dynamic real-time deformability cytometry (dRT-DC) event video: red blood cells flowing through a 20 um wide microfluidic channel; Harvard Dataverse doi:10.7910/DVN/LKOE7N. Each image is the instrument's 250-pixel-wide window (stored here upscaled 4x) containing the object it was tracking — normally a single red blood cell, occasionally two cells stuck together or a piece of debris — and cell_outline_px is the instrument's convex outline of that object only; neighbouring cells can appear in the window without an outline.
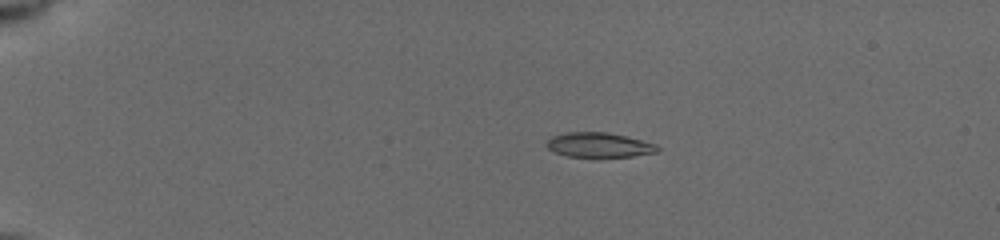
{"species": "common noctule bat (a hibernating species)", "species_latin": "Nyctalus noctula", "temperature_condition": "cold", "stored_images_in_passage": 54, "camera_frame_rate_fps": 3000, "um_per_image_px": 0.085, "animal": {"sex": "female", "body_mass_g": 19.5, "forearm_length_mm": 54.1}, "frame": {"image": 1, "passage_image": 12, "time_ms": 4.0, "image_size_px": [1000, 240], "cell_outline_px": [[660, 148], [656, 152], [632, 156], [568, 156], [556, 152], [548, 148], [544, 144], [552, 136], [564, 132], [608, 132], [656, 144]], "centroid_in_image_um": [50.88, 12.3], "position_along_channel_um": 34.1, "area_um2": 15.66}}
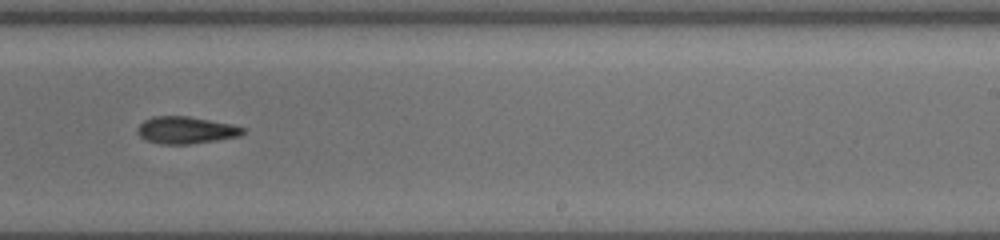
{"frame": {"image": 2, "passage_image": 37, "time_ms": 12.0, "image_size_px": [1000, 240], "cell_outline_px": [[248, 128], [240, 136], [216, 140], [188, 144], [160, 144], [144, 140], [136, 132], [140, 124], [144, 120], [152, 116], [188, 116], [232, 124]], "centroid_in_image_um": [15.8, 11.06], "position_along_channel_um": 273.2, "area_um2": 16.76}}
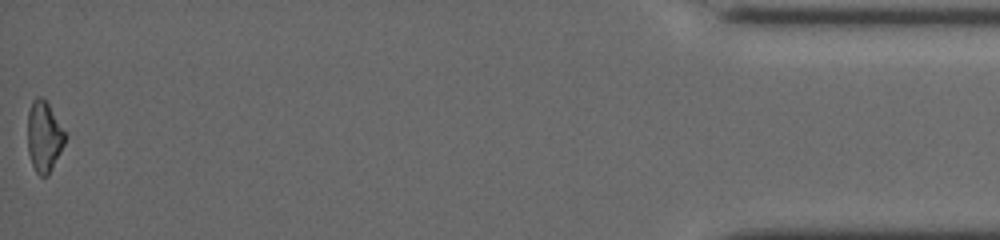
{"frame": {"image": 3, "passage_image": 54, "time_ms": 18.0, "image_size_px": [1000, 240], "cell_outline_px": [[68, 136], [48, 176], [40, 176], [36, 172], [32, 164], [28, 152], [28, 112], [32, 100], [36, 96], [40, 96], [48, 104]], "centroid_in_image_um": [3.74, 11.61], "position_along_channel_um": 431.5, "area_um2": 15.37}, "authors_computed_cell_mechanics": {"area_um2": 16.6175, "velocity_mm_per_s": 3.95, "shape_relaxation_time_tau1_ms": 3.5637, "shape_relaxation_time_tau2_ms": null, "deformation_change_tau1": 0.1258, "deformation_change_tau2": null}}